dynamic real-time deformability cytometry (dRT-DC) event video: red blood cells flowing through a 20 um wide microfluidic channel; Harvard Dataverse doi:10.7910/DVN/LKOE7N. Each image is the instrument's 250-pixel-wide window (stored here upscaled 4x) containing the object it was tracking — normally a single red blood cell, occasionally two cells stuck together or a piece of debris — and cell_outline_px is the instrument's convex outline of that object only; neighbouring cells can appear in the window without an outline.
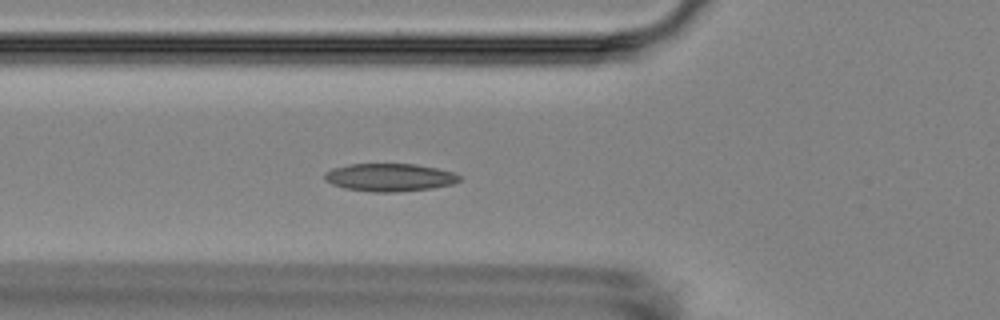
{"species": "Egyptian fruit bat (a non-hibernating species)", "species_latin": "Rousettus aegyptiacus", "temperature_condition": "room temperature", "stored_images_in_passage": 4, "camera_frame_rate_fps": 3000, "um_per_image_px": 0.085, "animal": {"sex": "female"}, "frame": {"image": 1, "passage_image": 4, "time_ms": 3.333, "image_size_px": [1000, 320], "cell_outline_px": [[460, 180], [452, 184], [432, 188], [396, 192], [372, 192], [344, 188], [332, 184], [324, 180], [324, 172], [332, 168], [348, 164], [416, 164], [436, 168], [452, 172], [460, 176]], "centroid_in_image_um": [33.07, 15.08], "position_along_channel_um": 92.7, "area_um2": 21.91}}